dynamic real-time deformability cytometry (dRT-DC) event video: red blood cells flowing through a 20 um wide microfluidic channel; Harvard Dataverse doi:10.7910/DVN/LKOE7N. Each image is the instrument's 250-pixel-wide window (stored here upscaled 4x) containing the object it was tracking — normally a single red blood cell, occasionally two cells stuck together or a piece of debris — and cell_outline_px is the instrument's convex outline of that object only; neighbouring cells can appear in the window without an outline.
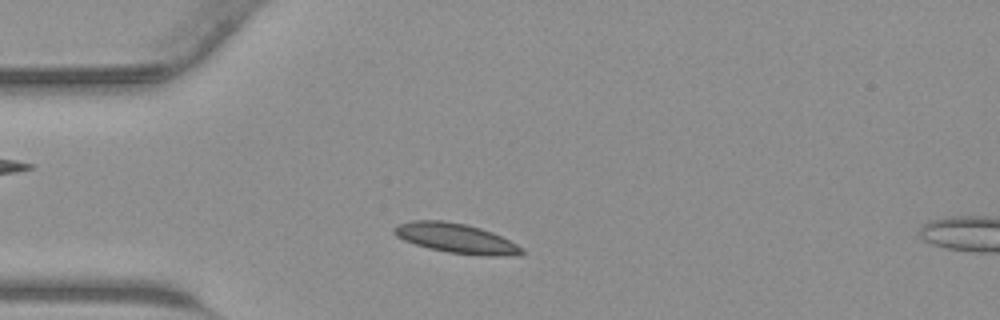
{"species": "common noctule bat (a hibernating species)", "species_latin": "Nyctalus noctula", "temperature_condition": "warm", "stored_images_in_passage": 37, "camera_frame_rate_fps": 3000, "um_per_image_px": 0.085, "animal": {"sex": "male", "body_mass_g": 23.1, "forearm_length_mm": 52.7}, "frame": {"image": 1, "passage_image": 5, "time_ms": 1.333, "image_size_px": [1000, 320], "cell_outline_px": [[524, 252], [520, 256], [480, 256], [448, 252], [428, 248], [404, 240], [396, 236], [392, 232], [392, 228], [396, 224], [412, 220], [444, 220], [464, 224], [480, 228], [492, 232], [524, 248]], "centroid_in_image_um": [38.76, 20.26], "position_along_channel_um": 46.2, "area_um2": 22.31}}
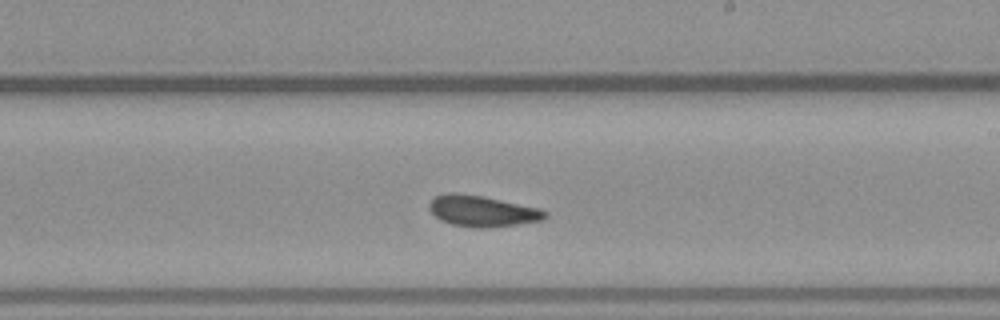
{"frame": {"image": 2, "passage_image": 19, "time_ms": 6.0, "image_size_px": [1000, 320], "cell_outline_px": [[548, 216], [544, 220], [516, 224], [484, 228], [476, 228], [452, 224], [440, 220], [428, 208], [428, 204], [436, 196], [444, 192], [456, 192], [480, 196], [540, 208], [548, 212]], "centroid_in_image_um": [40.98, 17.94], "position_along_channel_um": 248.0, "area_um2": 20.87}}
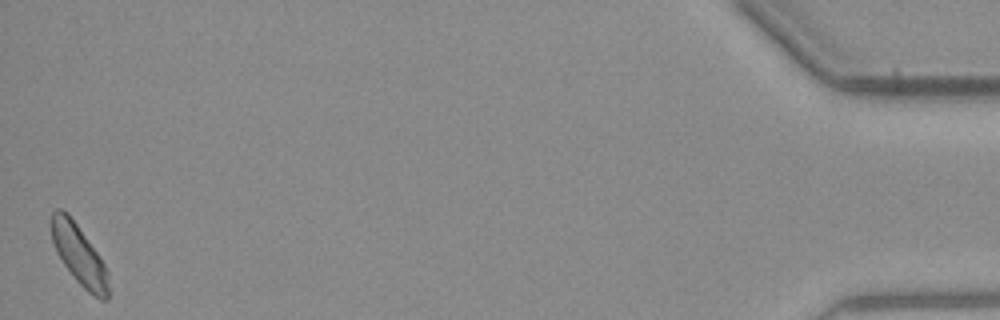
{"frame": {"image": 3, "passage_image": 37, "time_ms": 12.0, "image_size_px": [1000, 320], "cell_outline_px": [[108, 300], [100, 300], [88, 292], [72, 276], [56, 252], [52, 240], [48, 224], [48, 220], [52, 212], [56, 208], [60, 208], [68, 212], [100, 256], [108, 272]], "centroid_in_image_um": [6.67, 21.61], "position_along_channel_um": 428.5, "area_um2": 20.35}}